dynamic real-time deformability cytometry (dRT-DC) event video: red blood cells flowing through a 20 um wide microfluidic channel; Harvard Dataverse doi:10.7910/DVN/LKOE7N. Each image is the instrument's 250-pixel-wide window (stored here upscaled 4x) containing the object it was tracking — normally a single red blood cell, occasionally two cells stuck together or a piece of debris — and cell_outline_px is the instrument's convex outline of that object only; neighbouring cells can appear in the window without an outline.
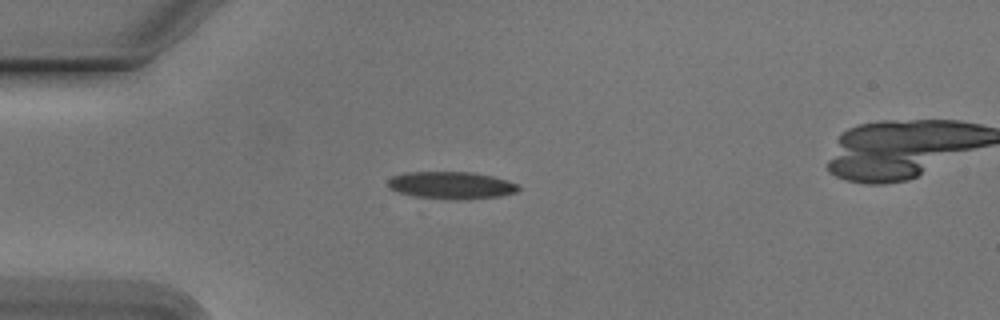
{"species": "Egyptian fruit bat (a non-hibernating species)", "species_latin": "Rousettus aegyptiacus", "temperature_condition": "cold", "stored_images_in_passage": 40, "camera_frame_rate_fps": 3000, "um_per_image_px": 0.085, "animal": {"sex": "male"}, "frame": {"image": 1, "passage_image": 1, "time_ms": 0.0, "image_size_px": [1000, 320], "cell_outline_px": [[520, 188], [516, 192], [500, 196], [468, 200], [452, 200], [412, 196], [396, 192], [388, 188], [388, 180], [392, 176], [404, 172], [472, 172], [492, 176], [520, 184]], "centroid_in_image_um": [38.35, 15.76], "position_along_channel_um": 46.7, "area_um2": 21.15}}
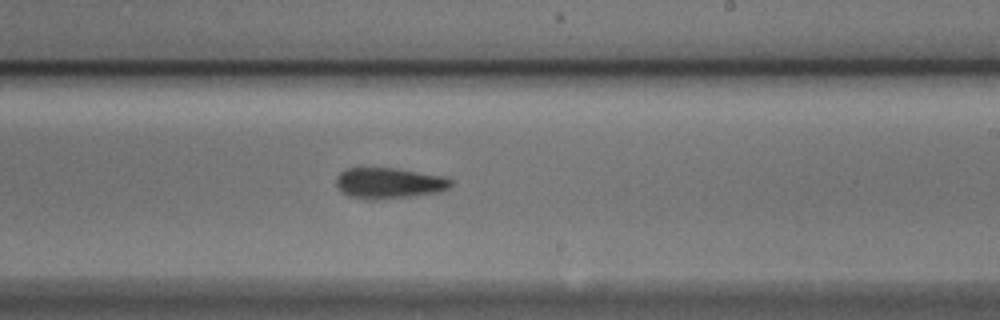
{"frame": {"image": 2, "passage_image": 19, "time_ms": 6.0, "image_size_px": [1000, 320], "cell_outline_px": [[452, 184], [448, 188], [440, 192], [416, 196], [376, 200], [368, 200], [348, 196], [336, 184], [336, 176], [344, 168], [396, 168], [448, 176], [452, 180]], "centroid_in_image_um": [33.11, 15.56], "position_along_channel_um": 255.9, "area_um2": 21.04}}
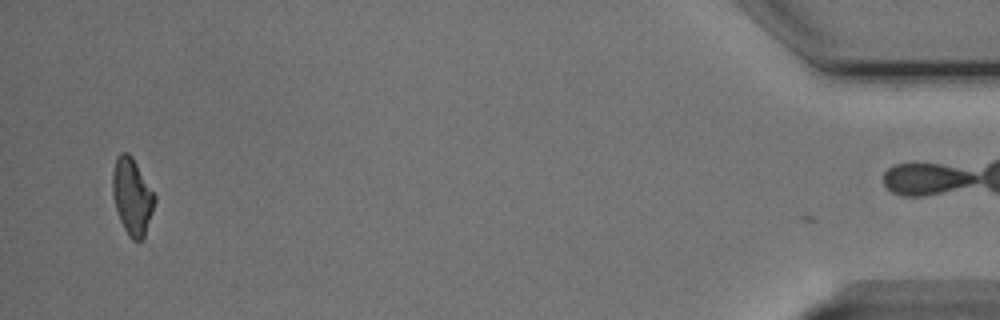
{"frame": {"image": 3, "passage_image": 39, "time_ms": 12.667, "image_size_px": [1000, 320], "cell_outline_px": [[156, 200], [144, 236], [140, 240], [132, 240], [128, 236], [120, 220], [112, 196], [112, 172], [116, 156], [120, 152], [128, 152], [132, 156], [156, 196]], "centroid_in_image_um": [11.21, 16.66], "position_along_channel_um": 424.0, "area_um2": 18.79}, "authors_computed_cell_mechanics": {"area_um2": 20.4901, "velocity_mm_per_s": 3.7899, "shape_relaxation_time_tau1_ms": 2.7841, "shape_relaxation_time_tau2_ms": 3.3991, "deformation_change_tau1": 0.1304, "deformation_change_tau2": 0.0985}}